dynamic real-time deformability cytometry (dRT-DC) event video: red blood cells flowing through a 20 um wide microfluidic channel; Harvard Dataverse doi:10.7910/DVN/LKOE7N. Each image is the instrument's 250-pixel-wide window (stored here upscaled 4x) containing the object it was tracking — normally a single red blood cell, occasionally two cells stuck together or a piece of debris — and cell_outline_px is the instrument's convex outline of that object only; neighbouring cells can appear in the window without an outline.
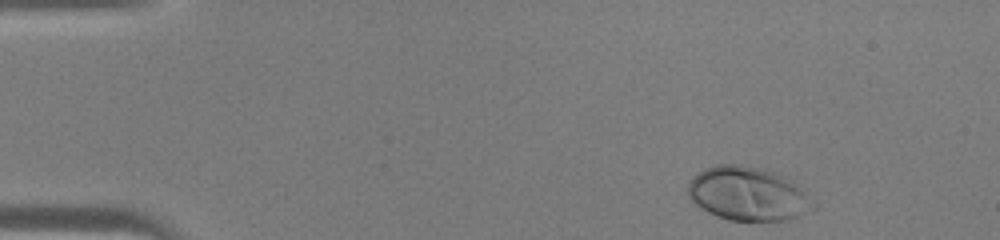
{"species": "human", "species_latin": "Homo sapiens", "temperature_condition": "warm", "stored_images_in_passage": 40, "camera_frame_rate_fps": 3000, "um_per_image_px": 0.085, "donor": {"sex": "male"}, "frame": {"image": 1, "passage_image": 1, "time_ms": 0.0, "image_size_px": [1000, 240], "cell_outline_px": [[816, 208], [800, 216], [788, 220], [732, 220], [716, 216], [700, 208], [688, 196], [688, 184], [704, 168], [716, 164], [740, 164], [760, 168], [772, 172], [800, 184], [816, 204]], "centroid_in_image_um": [63.62, 16.48], "position_along_channel_um": 21.4, "area_um2": 39.3}}
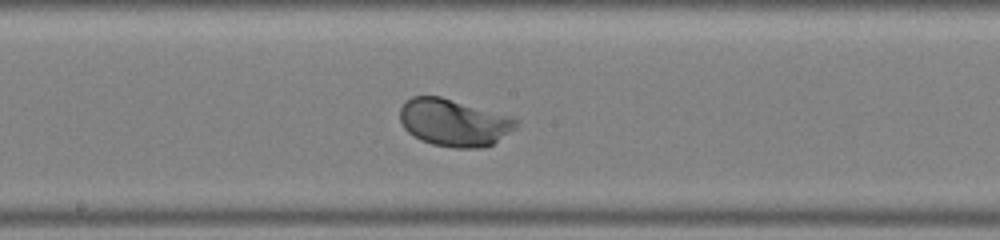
{"frame": {"image": 2, "passage_image": 20, "time_ms": 6.333, "image_size_px": [1000, 240], "cell_outline_px": [[520, 120], [516, 128], [492, 144], [480, 148], [456, 148], [432, 144], [420, 140], [408, 132], [404, 128], [400, 120], [400, 108], [404, 100], [412, 96], [440, 96], [512, 116]], "centroid_in_image_um": [38.58, 10.41], "position_along_channel_um": 209.6, "area_um2": 32.19}}
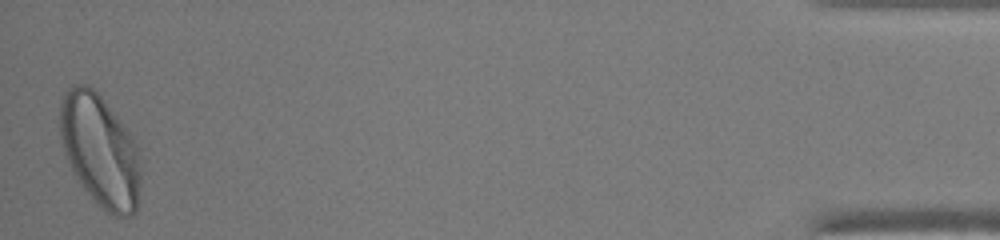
{"frame": {"image": 3, "passage_image": 40, "time_ms": 13.0, "image_size_px": [1000, 240], "cell_outline_px": [[140, 184], [136, 212], [132, 216], [116, 216], [108, 212], [96, 204], [84, 188], [72, 168], [64, 152], [60, 140], [60, 100], [64, 92], [72, 84], [88, 84], [104, 100], [132, 136], [140, 148]], "centroid_in_image_um": [8.52, 12.79], "position_along_channel_um": 426.7, "area_um2": 52.89}}